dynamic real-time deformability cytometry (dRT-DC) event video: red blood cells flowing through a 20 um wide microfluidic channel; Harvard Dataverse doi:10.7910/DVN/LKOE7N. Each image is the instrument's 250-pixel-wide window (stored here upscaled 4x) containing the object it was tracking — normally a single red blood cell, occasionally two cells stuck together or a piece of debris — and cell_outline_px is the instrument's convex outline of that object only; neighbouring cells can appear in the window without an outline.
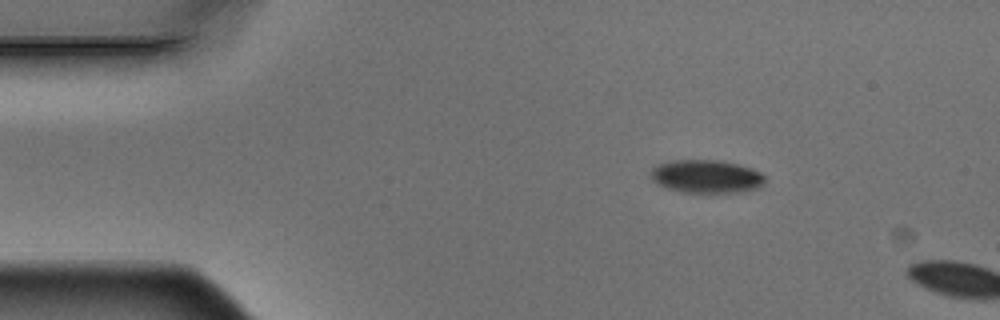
{"species": "Egyptian fruit bat (a non-hibernating species)", "species_latin": "Rousettus aegyptiacus", "temperature_condition": "warm", "stored_images_in_passage": 4, "camera_frame_rate_fps": 3000, "um_per_image_px": 0.085, "animal": {"sex": "male"}, "frame": {"image": 1, "passage_image": 4, "time_ms": 1.0, "image_size_px": [1000, 320], "cell_outline_px": [[764, 184], [756, 188], [740, 192], [684, 192], [668, 188], [652, 180], [652, 168], [656, 164], [672, 160], [720, 160], [752, 168], [760, 172], [764, 176]], "centroid_in_image_um": [60.04, 14.98], "position_along_channel_um": 25.0, "area_um2": 21.85}}